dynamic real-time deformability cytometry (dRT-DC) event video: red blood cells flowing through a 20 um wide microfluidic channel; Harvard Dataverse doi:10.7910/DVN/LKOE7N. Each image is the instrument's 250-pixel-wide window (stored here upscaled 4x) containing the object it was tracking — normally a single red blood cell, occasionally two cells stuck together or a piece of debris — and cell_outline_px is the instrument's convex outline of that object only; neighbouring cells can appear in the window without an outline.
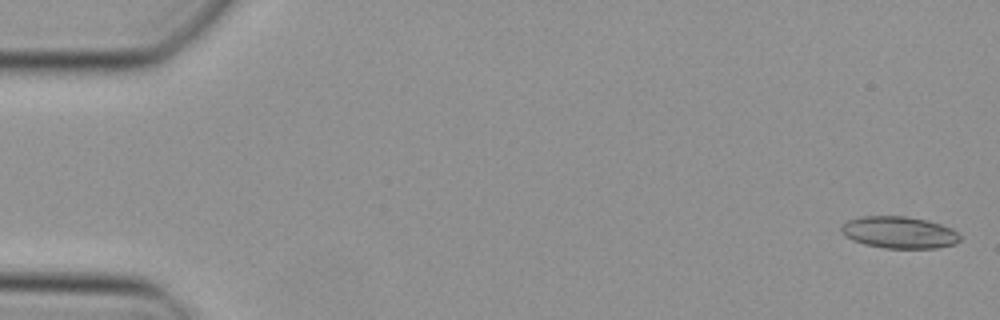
{"species": "Egyptian fruit bat (a non-hibernating species)", "species_latin": "Rousettus aegyptiacus", "temperature_condition": "cold", "stored_images_in_passage": 48, "camera_frame_rate_fps": 3000, "um_per_image_px": 0.085, "animal": {"sex": "female"}, "frame": {"image": 1, "passage_image": 1, "time_ms": 0.0, "image_size_px": [1000, 320], "cell_outline_px": [[960, 240], [956, 244], [936, 248], [884, 248], [864, 244], [852, 240], [840, 228], [840, 224], [848, 220], [860, 216], [904, 216], [924, 220], [940, 224], [952, 228], [960, 236]], "centroid_in_image_um": [76.43, 19.76], "position_along_channel_um": 8.6, "area_um2": 21.96}}
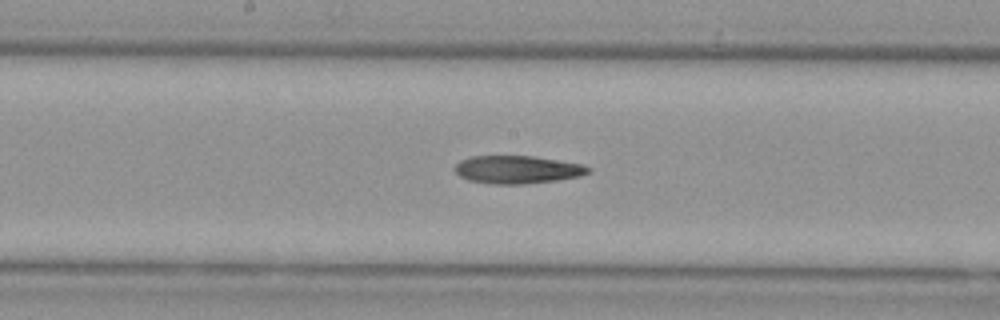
{"frame": {"image": 2, "passage_image": 25, "time_ms": 8.0, "image_size_px": [1000, 320], "cell_outline_px": [[592, 172], [580, 176], [556, 180], [524, 184], [488, 184], [468, 180], [460, 176], [452, 168], [460, 160], [472, 156], [532, 156], [584, 164], [592, 168]], "centroid_in_image_um": [43.98, 14.42], "position_along_channel_um": 204.2, "area_um2": 21.91}}
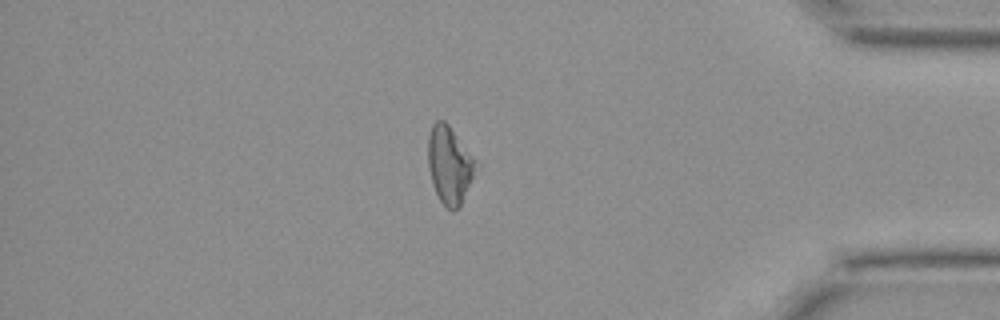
{"frame": {"image": 3, "passage_image": 41, "time_ms": 13.333, "image_size_px": [1000, 320], "cell_outline_px": [[472, 176], [460, 204], [452, 212], [440, 200], [432, 184], [428, 168], [428, 136], [432, 124], [436, 120], [444, 120], [448, 124], [472, 160]], "centroid_in_image_um": [38.09, 14.01], "position_along_channel_um": 397.1, "area_um2": 20.17}}